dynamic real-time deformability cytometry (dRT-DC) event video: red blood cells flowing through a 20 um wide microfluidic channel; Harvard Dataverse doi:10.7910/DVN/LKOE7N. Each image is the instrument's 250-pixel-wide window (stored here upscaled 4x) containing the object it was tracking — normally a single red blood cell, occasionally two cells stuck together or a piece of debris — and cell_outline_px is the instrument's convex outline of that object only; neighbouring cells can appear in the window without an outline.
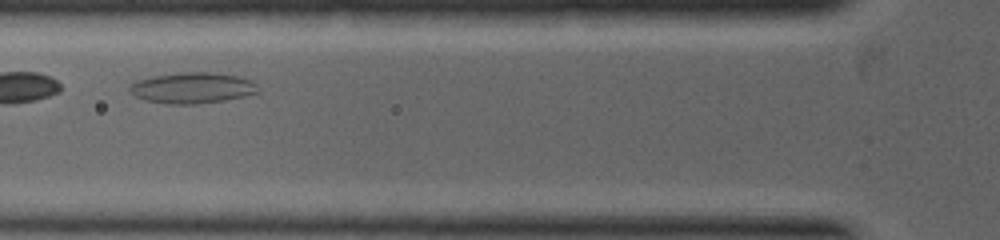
{"species": "common noctule bat (a hibernating species)", "species_latin": "Nyctalus noctula", "temperature_condition": "warm", "stored_images_in_passage": 5, "camera_frame_rate_fps": 5000, "um_per_image_px": 0.085, "animal": {"sex": "female", "body_mass_g": 19.0, "forearm_length_mm": 53.3}, "frame": {"image": 1, "passage_image": 4, "time_ms": 1.4, "image_size_px": [1000, 240], "cell_outline_px": [[260, 92], [244, 96], [224, 100], [200, 104], [164, 104], [144, 100], [128, 92], [128, 88], [136, 80], [152, 76], [180, 72], [216, 72], [240, 76], [252, 80], [256, 84]], "centroid_in_image_um": [16.35, 7.47], "position_along_channel_um": 109.5, "area_um2": 23.52}}